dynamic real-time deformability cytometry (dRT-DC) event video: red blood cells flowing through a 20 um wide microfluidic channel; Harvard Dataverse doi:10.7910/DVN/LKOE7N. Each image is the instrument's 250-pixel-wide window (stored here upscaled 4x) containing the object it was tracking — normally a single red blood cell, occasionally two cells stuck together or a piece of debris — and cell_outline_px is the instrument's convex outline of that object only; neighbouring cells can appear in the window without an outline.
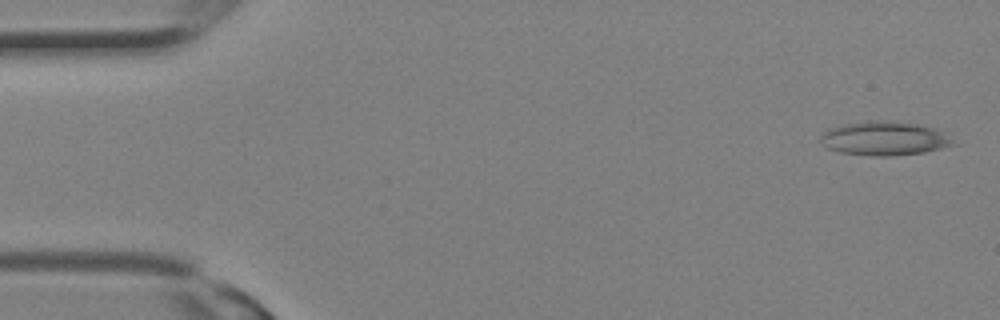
{"species": "Egyptian fruit bat (a non-hibernating species)", "species_latin": "Rousettus aegyptiacus", "temperature_condition": "room temperature", "stored_images_in_passage": 28, "camera_frame_rate_fps": 3000, "um_per_image_px": 0.085, "animal": {"sex": "female"}, "frame": {"image": 1, "passage_image": 1, "time_ms": 0.0, "image_size_px": [1000, 320], "cell_outline_px": [[956, 144], [924, 152], [892, 156], [868, 156], [840, 152], [828, 148], [820, 144], [820, 136], [828, 128], [840, 124], [868, 120], [892, 120], [920, 124], [936, 128], [948, 132]], "centroid_in_image_um": [75.18, 11.75], "position_along_channel_um": 9.8, "area_um2": 26.93}}
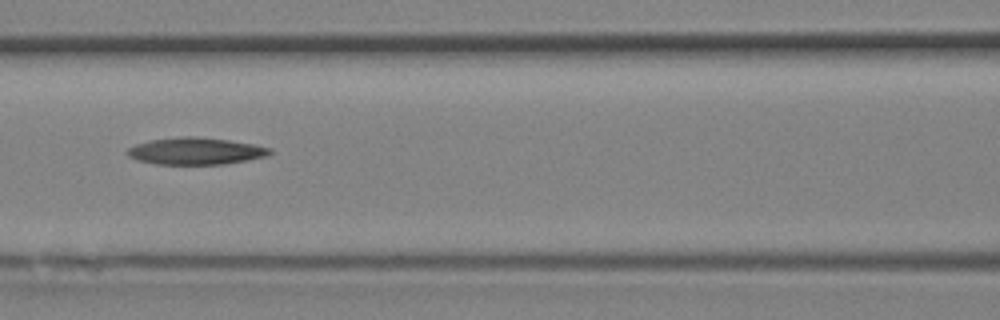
{"frame": {"image": 2, "passage_image": 13, "time_ms": 4.0, "image_size_px": [1000, 320], "cell_outline_px": [[272, 152], [268, 156], [224, 164], [156, 164], [136, 160], [128, 156], [124, 152], [128, 148], [136, 144], [148, 140], [184, 136], [196, 136], [228, 140], [252, 144], [272, 148]], "centroid_in_image_um": [16.6, 12.84], "position_along_channel_um": 150.0, "area_um2": 22.48}}
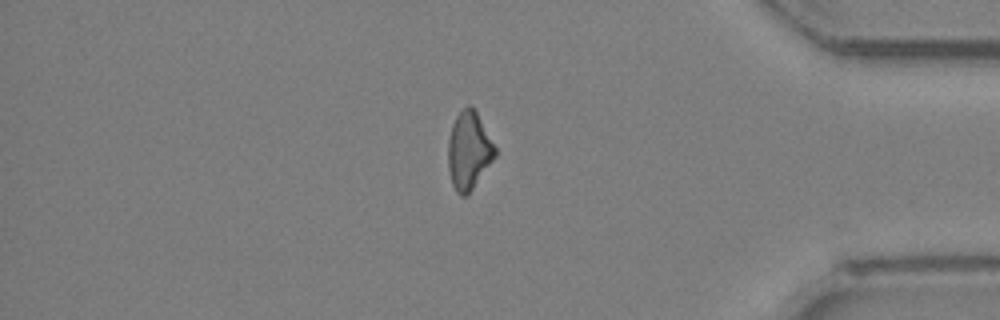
{"frame": {"image": 3, "passage_image": 25, "time_ms": 8.0, "image_size_px": [1000, 320], "cell_outline_px": [[496, 156], [472, 188], [464, 196], [460, 196], [456, 192], [452, 184], [448, 168], [448, 140], [452, 124], [456, 116], [468, 104], [472, 104], [496, 148]], "centroid_in_image_um": [39.83, 12.78], "position_along_channel_um": 395.4, "area_um2": 21.04}}